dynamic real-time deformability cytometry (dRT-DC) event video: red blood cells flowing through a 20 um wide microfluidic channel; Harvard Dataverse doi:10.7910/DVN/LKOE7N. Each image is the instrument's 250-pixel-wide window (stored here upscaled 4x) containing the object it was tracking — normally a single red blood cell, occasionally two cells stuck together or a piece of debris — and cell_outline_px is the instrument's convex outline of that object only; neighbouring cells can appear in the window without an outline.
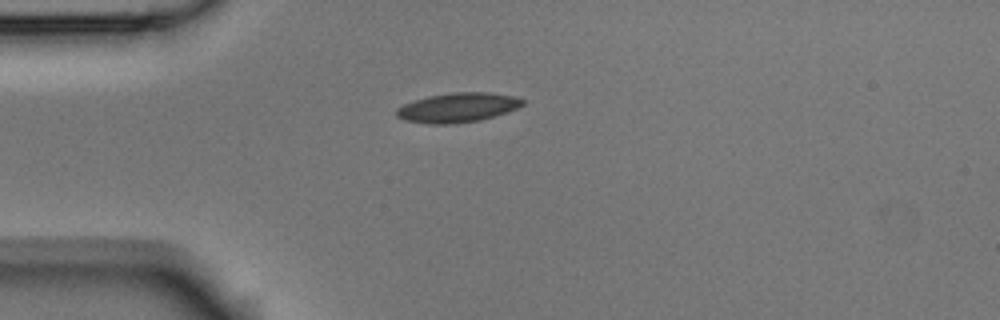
{"species": "Egyptian fruit bat (a non-hibernating species)", "species_latin": "Rousettus aegyptiacus", "temperature_condition": "room temperature", "stored_images_in_passage": 1, "camera_frame_rate_fps": 3000, "um_per_image_px": 0.085, "animal": {"sex": "male"}, "frame": {"image": 1, "passage_image": 1, "time_ms": 0.0, "image_size_px": [1000, 320], "cell_outline_px": [[524, 104], [508, 112], [480, 120], [448, 124], [428, 124], [404, 120], [396, 116], [396, 108], [404, 104], [428, 96], [452, 92], [488, 92], [512, 96], [524, 100]], "centroid_in_image_um": [38.88, 9.14], "position_along_channel_um": 46.1, "area_um2": 21.56}}